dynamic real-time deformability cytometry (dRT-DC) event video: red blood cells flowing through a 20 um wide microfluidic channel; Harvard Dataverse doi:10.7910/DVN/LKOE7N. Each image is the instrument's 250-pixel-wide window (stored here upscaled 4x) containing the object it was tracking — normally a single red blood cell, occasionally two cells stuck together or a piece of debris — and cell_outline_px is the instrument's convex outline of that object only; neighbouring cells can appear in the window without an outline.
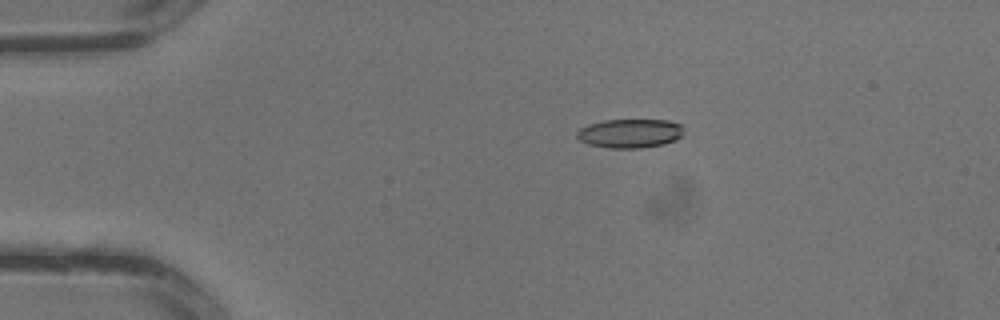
{"species": "common noctule bat (a hibernating species)", "species_latin": "Nyctalus noctula", "temperature_condition": "warm", "stored_images_in_passage": 3, "camera_frame_rate_fps": 3000, "um_per_image_px": 0.085, "animal": {"sex": "male", "body_mass_g": 13.3}, "frame": {"image": 1, "passage_image": 2, "time_ms": 0.333, "image_size_px": [1000, 320], "cell_outline_px": [[684, 136], [676, 140], [664, 144], [640, 148], [608, 148], [588, 144], [580, 140], [576, 136], [576, 132], [580, 128], [588, 124], [604, 120], [668, 120], [680, 124]], "centroid_in_image_um": [53.54, 11.34], "position_along_channel_um": 31.5, "area_um2": 18.15}}